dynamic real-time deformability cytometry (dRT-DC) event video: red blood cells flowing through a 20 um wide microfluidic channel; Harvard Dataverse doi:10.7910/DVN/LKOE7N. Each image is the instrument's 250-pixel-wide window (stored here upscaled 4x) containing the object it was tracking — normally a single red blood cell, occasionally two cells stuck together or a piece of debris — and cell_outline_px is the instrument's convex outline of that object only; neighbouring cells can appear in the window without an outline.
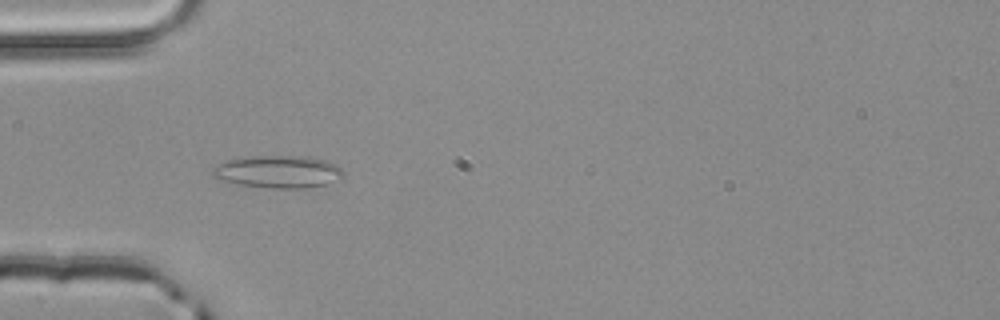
{"species": "common noctule bat (a hibernating species)", "species_latin": "Nyctalus noctula", "temperature_condition": "room temperature", "stored_images_in_passage": 3, "camera_frame_rate_fps": 3000, "um_per_image_px": 0.085, "animal": {"sex": "male", "body_mass_g": 20.4}, "frame": {"image": 1, "passage_image": 3, "time_ms": 0.667, "image_size_px": [1000, 320], "cell_outline_px": [[344, 176], [324, 184], [308, 188], [272, 188], [240, 184], [216, 180], [212, 176], [212, 168], [228, 160], [252, 156], [308, 156], [328, 160], [336, 164], [344, 172]], "centroid_in_image_um": [23.64, 14.59], "position_along_channel_um": 61.4, "area_um2": 24.74}}